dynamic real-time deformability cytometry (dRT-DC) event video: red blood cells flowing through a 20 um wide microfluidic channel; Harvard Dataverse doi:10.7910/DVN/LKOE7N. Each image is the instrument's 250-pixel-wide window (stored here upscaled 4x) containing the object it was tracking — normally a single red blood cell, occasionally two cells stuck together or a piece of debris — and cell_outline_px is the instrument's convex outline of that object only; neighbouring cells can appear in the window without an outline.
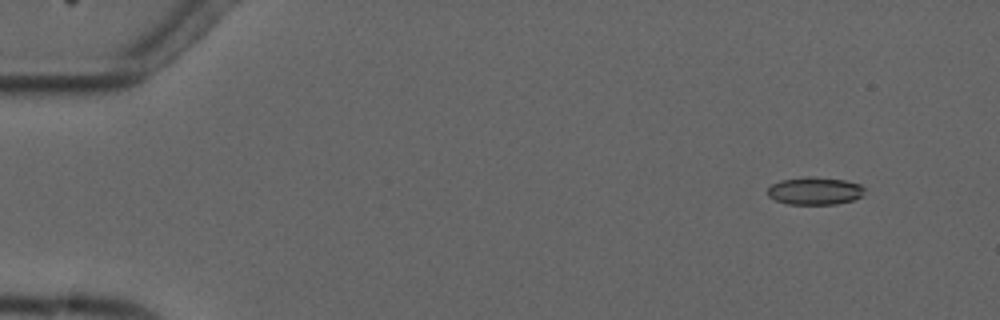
{"species": "common noctule bat (a hibernating species)", "species_latin": "Nyctalus noctula", "temperature_condition": "cold", "stored_images_in_passage": 7, "camera_frame_rate_fps": 3000, "um_per_image_px": 0.085, "animal": {"sex": "male", "forearm_length_mm": 52.5}, "frame": {"image": 1, "passage_image": 1, "time_ms": 0.0, "image_size_px": [1000, 320], "cell_outline_px": [[864, 192], [860, 196], [852, 200], [836, 204], [788, 204], [776, 200], [768, 196], [768, 188], [772, 184], [780, 180], [808, 176], [812, 176], [844, 180], [860, 184], [864, 188]], "centroid_in_image_um": [69.24, 16.22], "position_along_channel_um": 15.8, "area_um2": 15.55}}
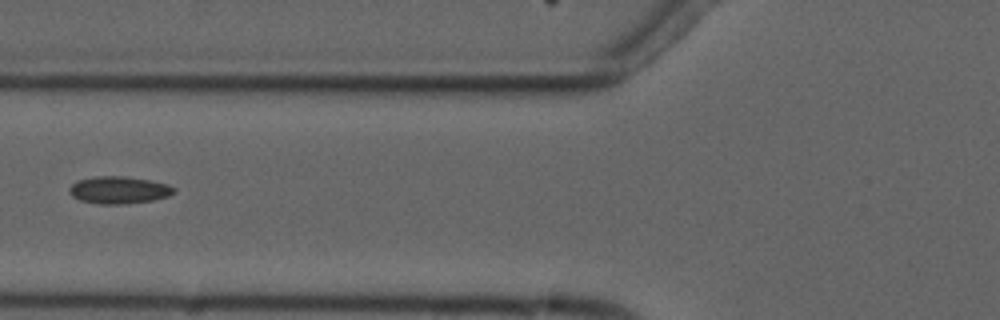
{"frame": {"image": 2, "passage_image": 5, "time_ms": 5.667, "image_size_px": [1000, 320], "cell_outline_px": [[176, 192], [168, 196], [152, 200], [124, 204], [100, 204], [80, 200], [72, 196], [68, 192], [68, 188], [76, 180], [96, 176], [124, 176], [148, 180], [168, 184], [176, 188]], "centroid_in_image_um": [10.09, 16.15], "position_along_channel_um": 115.7, "area_um2": 16.7}}
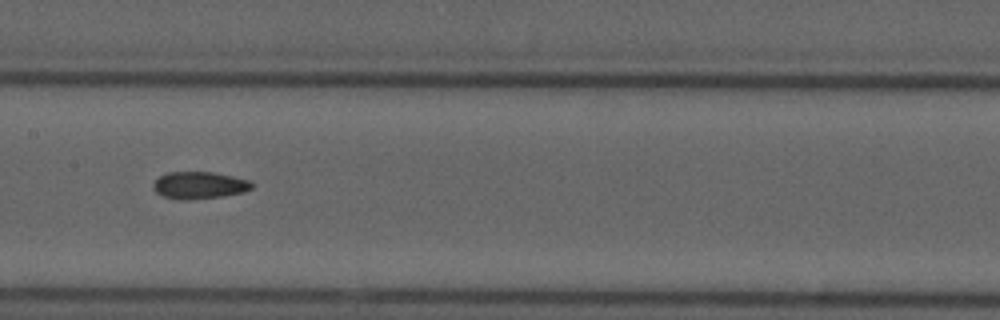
{"frame": {"image": 3, "passage_image": 7, "time_ms": 7.667, "image_size_px": [1000, 320], "cell_outline_px": [[256, 184], [252, 188], [244, 192], [224, 196], [188, 200], [184, 200], [164, 196], [156, 192], [152, 188], [152, 184], [160, 176], [168, 172], [212, 172], [252, 180]], "centroid_in_image_um": [16.99, 15.74], "position_along_channel_um": 190.4, "area_um2": 15.72}}